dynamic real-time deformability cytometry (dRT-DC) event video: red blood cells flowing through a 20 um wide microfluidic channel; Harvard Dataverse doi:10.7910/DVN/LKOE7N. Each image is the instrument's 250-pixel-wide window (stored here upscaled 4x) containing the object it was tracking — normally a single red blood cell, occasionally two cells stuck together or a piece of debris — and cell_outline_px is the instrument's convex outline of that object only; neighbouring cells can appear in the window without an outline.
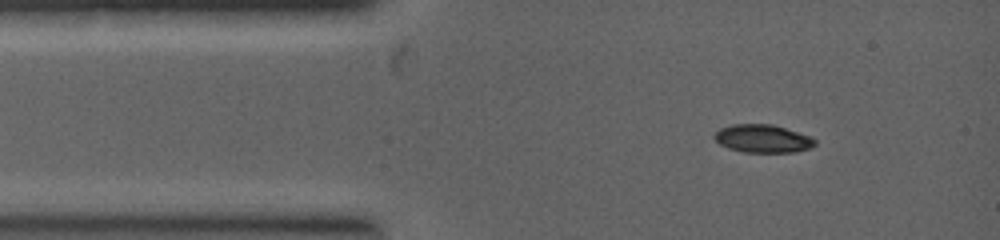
{"species": "common noctule bat (a hibernating species)", "species_latin": "Nyctalus noctula", "temperature_condition": "warm", "stored_images_in_passage": 2, "camera_frame_rate_fps": 5000, "um_per_image_px": 0.085, "animal": {"sex": "female", "body_mass_g": 19.0, "forearm_length_mm": 53.3}, "frame": {"image": 1, "passage_image": 2, "time_ms": 0.6, "image_size_px": [1000, 240], "cell_outline_px": [[816, 144], [808, 148], [796, 152], [744, 152], [728, 148], [720, 144], [712, 136], [720, 128], [732, 124], [772, 124], [808, 136], [816, 140]], "centroid_in_image_um": [64.79, 11.78], "position_along_channel_um": 20.2, "area_um2": 16.24}}